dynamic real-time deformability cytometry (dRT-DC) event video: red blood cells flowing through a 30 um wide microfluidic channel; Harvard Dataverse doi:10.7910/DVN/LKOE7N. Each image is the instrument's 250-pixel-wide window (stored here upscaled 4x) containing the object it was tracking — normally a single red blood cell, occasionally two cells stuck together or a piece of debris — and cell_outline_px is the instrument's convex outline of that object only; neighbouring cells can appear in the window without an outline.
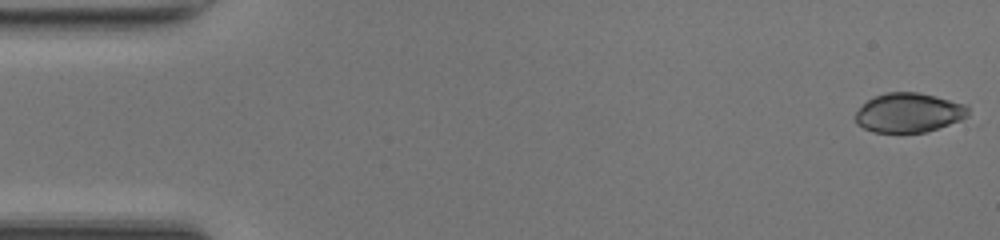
{"species": "common noctule bat (a hibernating species)", "species_latin": "Nyctalus noctula", "temperature_condition": "room temperature", "stored_images_in_passage": 12, "camera_frame_rate_fps": 3000, "um_per_image_px": 0.085, "animal": {"sex": "female", "body_mass_g": 17.0, "forearm_length_mm": 48.0}, "frame": {"image": 1, "passage_image": 1, "time_ms": 0.0, "image_size_px": [1000, 240], "cell_outline_px": [[968, 116], [960, 120], [924, 132], [872, 132], [856, 124], [856, 112], [868, 100], [876, 96], [888, 92], [916, 92], [936, 96], [968, 104]], "centroid_in_image_um": [77.26, 9.57], "position_along_channel_um": 7.7, "area_um2": 25.66}}